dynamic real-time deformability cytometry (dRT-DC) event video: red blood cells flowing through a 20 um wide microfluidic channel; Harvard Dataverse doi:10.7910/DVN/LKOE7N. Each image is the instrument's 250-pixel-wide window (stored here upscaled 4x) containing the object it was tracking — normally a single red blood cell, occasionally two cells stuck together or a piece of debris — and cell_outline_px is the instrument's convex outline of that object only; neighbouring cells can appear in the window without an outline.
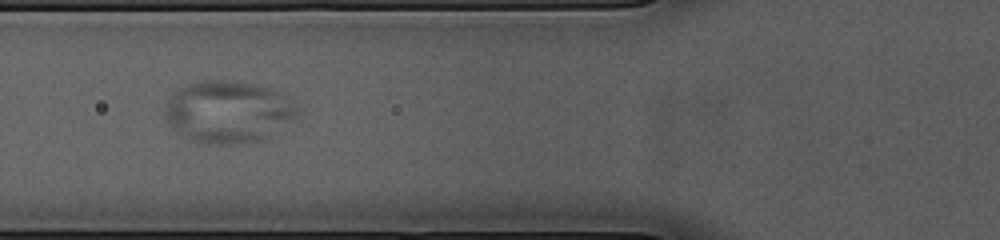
{"species": "common noctule bat (a hibernating species)", "species_latin": "Nyctalus noctula", "temperature_condition": "cold", "stored_images_in_passage": 41, "camera_frame_rate_fps": 3000, "um_per_image_px": 0.085, "animal": {"sex": "female", "body_mass_g": 23.0, "forearm_length_mm": 53.4}, "frame": {"image": 1, "passage_image": 6, "time_ms": 1.667, "image_size_px": [1000, 240], "cell_outline_px": [[296, 112], [292, 120], [260, 140], [232, 144], [196, 144], [180, 136], [172, 128], [164, 112], [168, 100], [172, 92], [188, 84], [204, 80], [240, 80], [272, 88], [288, 96], [292, 100], [296, 108]], "centroid_in_image_um": [19.34, 9.49], "position_along_channel_um": 106.5, "area_um2": 48.15}}
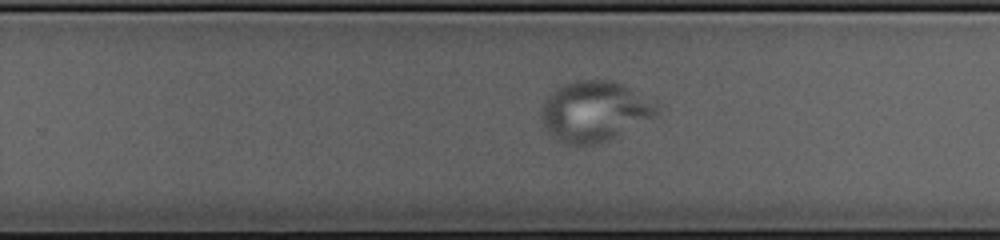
{"frame": {"image": 2, "passage_image": 20, "time_ms": 6.333, "image_size_px": [1000, 240], "cell_outline_px": [[660, 116], [608, 140], [596, 144], [576, 148], [564, 144], [552, 136], [548, 132], [544, 124], [540, 112], [544, 100], [556, 88], [564, 84], [576, 80], [608, 80], [620, 84], [656, 100], [660, 104]], "centroid_in_image_um": [50.59, 9.5], "position_along_channel_um": 279.2, "area_um2": 41.5}}
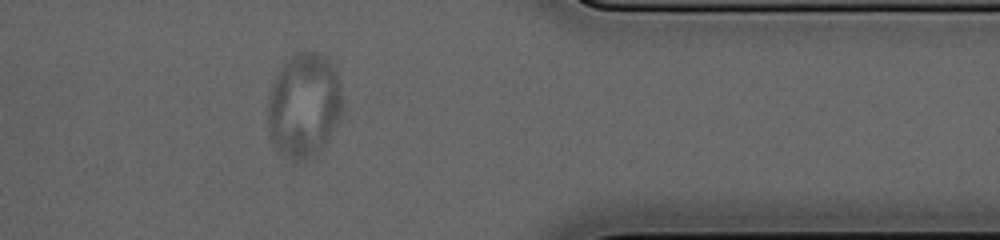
{"frame": {"image": 3, "passage_image": 30, "time_ms": 9.667, "image_size_px": [1000, 240], "cell_outline_px": [[344, 112], [328, 140], [316, 152], [304, 160], [296, 164], [288, 160], [272, 148], [268, 128], [268, 100], [272, 84], [280, 68], [296, 52], [316, 52], [328, 60], [336, 68], [344, 108]], "centroid_in_image_um": [25.83, 9.01], "position_along_channel_um": 385.6, "area_um2": 46.12}}